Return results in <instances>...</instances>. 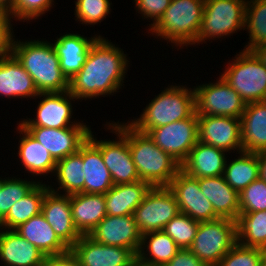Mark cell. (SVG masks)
Segmentation results:
<instances>
[{
    "instance_id": "cell-16",
    "label": "cell",
    "mask_w": 266,
    "mask_h": 266,
    "mask_svg": "<svg viewBox=\"0 0 266 266\" xmlns=\"http://www.w3.org/2000/svg\"><path fill=\"white\" fill-rule=\"evenodd\" d=\"M197 118L198 141L228 153L243 151L240 118L211 115H197Z\"/></svg>"
},
{
    "instance_id": "cell-10",
    "label": "cell",
    "mask_w": 266,
    "mask_h": 266,
    "mask_svg": "<svg viewBox=\"0 0 266 266\" xmlns=\"http://www.w3.org/2000/svg\"><path fill=\"white\" fill-rule=\"evenodd\" d=\"M218 79L193 87L195 112L197 115L241 118L246 103L221 75Z\"/></svg>"
},
{
    "instance_id": "cell-25",
    "label": "cell",
    "mask_w": 266,
    "mask_h": 266,
    "mask_svg": "<svg viewBox=\"0 0 266 266\" xmlns=\"http://www.w3.org/2000/svg\"><path fill=\"white\" fill-rule=\"evenodd\" d=\"M72 221L81 235H89L107 215L104 194L70 195Z\"/></svg>"
},
{
    "instance_id": "cell-36",
    "label": "cell",
    "mask_w": 266,
    "mask_h": 266,
    "mask_svg": "<svg viewBox=\"0 0 266 266\" xmlns=\"http://www.w3.org/2000/svg\"><path fill=\"white\" fill-rule=\"evenodd\" d=\"M247 29L249 42L245 50L266 43V0H248L245 7L244 30Z\"/></svg>"
},
{
    "instance_id": "cell-5",
    "label": "cell",
    "mask_w": 266,
    "mask_h": 266,
    "mask_svg": "<svg viewBox=\"0 0 266 266\" xmlns=\"http://www.w3.org/2000/svg\"><path fill=\"white\" fill-rule=\"evenodd\" d=\"M205 0H172L158 22L148 28L176 47L195 45L200 30Z\"/></svg>"
},
{
    "instance_id": "cell-50",
    "label": "cell",
    "mask_w": 266,
    "mask_h": 266,
    "mask_svg": "<svg viewBox=\"0 0 266 266\" xmlns=\"http://www.w3.org/2000/svg\"><path fill=\"white\" fill-rule=\"evenodd\" d=\"M129 266H147L146 264L142 263L141 261H139L138 259H136L135 261H133Z\"/></svg>"
},
{
    "instance_id": "cell-40",
    "label": "cell",
    "mask_w": 266,
    "mask_h": 266,
    "mask_svg": "<svg viewBox=\"0 0 266 266\" xmlns=\"http://www.w3.org/2000/svg\"><path fill=\"white\" fill-rule=\"evenodd\" d=\"M240 213L266 211V182L260 178L239 193Z\"/></svg>"
},
{
    "instance_id": "cell-43",
    "label": "cell",
    "mask_w": 266,
    "mask_h": 266,
    "mask_svg": "<svg viewBox=\"0 0 266 266\" xmlns=\"http://www.w3.org/2000/svg\"><path fill=\"white\" fill-rule=\"evenodd\" d=\"M135 2V10L140 13L142 19L148 18L152 23L148 27L154 26L162 17L165 10L169 7L172 0H133Z\"/></svg>"
},
{
    "instance_id": "cell-41",
    "label": "cell",
    "mask_w": 266,
    "mask_h": 266,
    "mask_svg": "<svg viewBox=\"0 0 266 266\" xmlns=\"http://www.w3.org/2000/svg\"><path fill=\"white\" fill-rule=\"evenodd\" d=\"M265 256V250L245 247L237 242L217 266H260Z\"/></svg>"
},
{
    "instance_id": "cell-49",
    "label": "cell",
    "mask_w": 266,
    "mask_h": 266,
    "mask_svg": "<svg viewBox=\"0 0 266 266\" xmlns=\"http://www.w3.org/2000/svg\"><path fill=\"white\" fill-rule=\"evenodd\" d=\"M14 0H0V6L6 9H10L13 6Z\"/></svg>"
},
{
    "instance_id": "cell-39",
    "label": "cell",
    "mask_w": 266,
    "mask_h": 266,
    "mask_svg": "<svg viewBox=\"0 0 266 266\" xmlns=\"http://www.w3.org/2000/svg\"><path fill=\"white\" fill-rule=\"evenodd\" d=\"M110 0H76L75 12L76 21L81 24L95 25L101 23L111 12Z\"/></svg>"
},
{
    "instance_id": "cell-9",
    "label": "cell",
    "mask_w": 266,
    "mask_h": 266,
    "mask_svg": "<svg viewBox=\"0 0 266 266\" xmlns=\"http://www.w3.org/2000/svg\"><path fill=\"white\" fill-rule=\"evenodd\" d=\"M246 2L247 0H205L203 18L195 44L225 38L244 30Z\"/></svg>"
},
{
    "instance_id": "cell-47",
    "label": "cell",
    "mask_w": 266,
    "mask_h": 266,
    "mask_svg": "<svg viewBox=\"0 0 266 266\" xmlns=\"http://www.w3.org/2000/svg\"><path fill=\"white\" fill-rule=\"evenodd\" d=\"M259 161V178L266 182V150L257 152Z\"/></svg>"
},
{
    "instance_id": "cell-4",
    "label": "cell",
    "mask_w": 266,
    "mask_h": 266,
    "mask_svg": "<svg viewBox=\"0 0 266 266\" xmlns=\"http://www.w3.org/2000/svg\"><path fill=\"white\" fill-rule=\"evenodd\" d=\"M194 112V89L170 85L146 105L140 117L127 122L136 130L147 133L150 129L189 118Z\"/></svg>"
},
{
    "instance_id": "cell-26",
    "label": "cell",
    "mask_w": 266,
    "mask_h": 266,
    "mask_svg": "<svg viewBox=\"0 0 266 266\" xmlns=\"http://www.w3.org/2000/svg\"><path fill=\"white\" fill-rule=\"evenodd\" d=\"M240 129L244 152L266 150V101L246 104L240 118Z\"/></svg>"
},
{
    "instance_id": "cell-48",
    "label": "cell",
    "mask_w": 266,
    "mask_h": 266,
    "mask_svg": "<svg viewBox=\"0 0 266 266\" xmlns=\"http://www.w3.org/2000/svg\"><path fill=\"white\" fill-rule=\"evenodd\" d=\"M252 51L260 59L262 64L266 66V43L255 47Z\"/></svg>"
},
{
    "instance_id": "cell-18",
    "label": "cell",
    "mask_w": 266,
    "mask_h": 266,
    "mask_svg": "<svg viewBox=\"0 0 266 266\" xmlns=\"http://www.w3.org/2000/svg\"><path fill=\"white\" fill-rule=\"evenodd\" d=\"M89 236L101 244L131 249L137 255L142 234L133 215H106Z\"/></svg>"
},
{
    "instance_id": "cell-13",
    "label": "cell",
    "mask_w": 266,
    "mask_h": 266,
    "mask_svg": "<svg viewBox=\"0 0 266 266\" xmlns=\"http://www.w3.org/2000/svg\"><path fill=\"white\" fill-rule=\"evenodd\" d=\"M36 117L27 118L20 121L22 127H47V128H67L74 125H85L80 121H71L73 106L71 101L77 100L69 90L64 92L39 93ZM75 99V100H74Z\"/></svg>"
},
{
    "instance_id": "cell-29",
    "label": "cell",
    "mask_w": 266,
    "mask_h": 266,
    "mask_svg": "<svg viewBox=\"0 0 266 266\" xmlns=\"http://www.w3.org/2000/svg\"><path fill=\"white\" fill-rule=\"evenodd\" d=\"M14 230L31 244H34L44 256L59 255L70 250L58 238L42 213L20 224Z\"/></svg>"
},
{
    "instance_id": "cell-44",
    "label": "cell",
    "mask_w": 266,
    "mask_h": 266,
    "mask_svg": "<svg viewBox=\"0 0 266 266\" xmlns=\"http://www.w3.org/2000/svg\"><path fill=\"white\" fill-rule=\"evenodd\" d=\"M11 14L8 9L0 6V57L11 54L14 36Z\"/></svg>"
},
{
    "instance_id": "cell-3",
    "label": "cell",
    "mask_w": 266,
    "mask_h": 266,
    "mask_svg": "<svg viewBox=\"0 0 266 266\" xmlns=\"http://www.w3.org/2000/svg\"><path fill=\"white\" fill-rule=\"evenodd\" d=\"M128 146L140 180L152 187L168 186L181 164L157 146L147 133L128 123Z\"/></svg>"
},
{
    "instance_id": "cell-11",
    "label": "cell",
    "mask_w": 266,
    "mask_h": 266,
    "mask_svg": "<svg viewBox=\"0 0 266 266\" xmlns=\"http://www.w3.org/2000/svg\"><path fill=\"white\" fill-rule=\"evenodd\" d=\"M180 213L176 197L167 186L151 187L134 210L133 217L141 234L163 231L165 225Z\"/></svg>"
},
{
    "instance_id": "cell-46",
    "label": "cell",
    "mask_w": 266,
    "mask_h": 266,
    "mask_svg": "<svg viewBox=\"0 0 266 266\" xmlns=\"http://www.w3.org/2000/svg\"><path fill=\"white\" fill-rule=\"evenodd\" d=\"M41 266H79V263L69 250L63 254L45 256Z\"/></svg>"
},
{
    "instance_id": "cell-2",
    "label": "cell",
    "mask_w": 266,
    "mask_h": 266,
    "mask_svg": "<svg viewBox=\"0 0 266 266\" xmlns=\"http://www.w3.org/2000/svg\"><path fill=\"white\" fill-rule=\"evenodd\" d=\"M11 53L33 78L39 93L69 90V80L60 68L52 42L42 40L18 41L13 37Z\"/></svg>"
},
{
    "instance_id": "cell-23",
    "label": "cell",
    "mask_w": 266,
    "mask_h": 266,
    "mask_svg": "<svg viewBox=\"0 0 266 266\" xmlns=\"http://www.w3.org/2000/svg\"><path fill=\"white\" fill-rule=\"evenodd\" d=\"M202 194L211 202L219 218L237 221L240 214L239 193L226 181L224 176L198 178Z\"/></svg>"
},
{
    "instance_id": "cell-38",
    "label": "cell",
    "mask_w": 266,
    "mask_h": 266,
    "mask_svg": "<svg viewBox=\"0 0 266 266\" xmlns=\"http://www.w3.org/2000/svg\"><path fill=\"white\" fill-rule=\"evenodd\" d=\"M198 227V221L179 213L165 225L163 232L169 235L180 249H187L192 245Z\"/></svg>"
},
{
    "instance_id": "cell-45",
    "label": "cell",
    "mask_w": 266,
    "mask_h": 266,
    "mask_svg": "<svg viewBox=\"0 0 266 266\" xmlns=\"http://www.w3.org/2000/svg\"><path fill=\"white\" fill-rule=\"evenodd\" d=\"M164 266H207L200 261L188 248L180 249Z\"/></svg>"
},
{
    "instance_id": "cell-32",
    "label": "cell",
    "mask_w": 266,
    "mask_h": 266,
    "mask_svg": "<svg viewBox=\"0 0 266 266\" xmlns=\"http://www.w3.org/2000/svg\"><path fill=\"white\" fill-rule=\"evenodd\" d=\"M54 176L59 186L54 189L50 185L52 192L60 194L63 191V195L84 193L82 145L78 152L57 161Z\"/></svg>"
},
{
    "instance_id": "cell-7",
    "label": "cell",
    "mask_w": 266,
    "mask_h": 266,
    "mask_svg": "<svg viewBox=\"0 0 266 266\" xmlns=\"http://www.w3.org/2000/svg\"><path fill=\"white\" fill-rule=\"evenodd\" d=\"M107 130L115 133L117 139L97 140L92 131L89 139L100 149L104 164L111 174L113 184H127L140 181L128 146V122H106ZM109 123V124H108Z\"/></svg>"
},
{
    "instance_id": "cell-22",
    "label": "cell",
    "mask_w": 266,
    "mask_h": 266,
    "mask_svg": "<svg viewBox=\"0 0 266 266\" xmlns=\"http://www.w3.org/2000/svg\"><path fill=\"white\" fill-rule=\"evenodd\" d=\"M1 266H41L44 255L14 229L0 228Z\"/></svg>"
},
{
    "instance_id": "cell-17",
    "label": "cell",
    "mask_w": 266,
    "mask_h": 266,
    "mask_svg": "<svg viewBox=\"0 0 266 266\" xmlns=\"http://www.w3.org/2000/svg\"><path fill=\"white\" fill-rule=\"evenodd\" d=\"M79 266H129L137 255L128 248L109 246L82 235L70 248Z\"/></svg>"
},
{
    "instance_id": "cell-6",
    "label": "cell",
    "mask_w": 266,
    "mask_h": 266,
    "mask_svg": "<svg viewBox=\"0 0 266 266\" xmlns=\"http://www.w3.org/2000/svg\"><path fill=\"white\" fill-rule=\"evenodd\" d=\"M232 60L221 73L222 78L246 104L266 101V66L253 51L245 49Z\"/></svg>"
},
{
    "instance_id": "cell-19",
    "label": "cell",
    "mask_w": 266,
    "mask_h": 266,
    "mask_svg": "<svg viewBox=\"0 0 266 266\" xmlns=\"http://www.w3.org/2000/svg\"><path fill=\"white\" fill-rule=\"evenodd\" d=\"M41 213L58 238L70 249L82 236L72 221L70 195L49 190L43 199Z\"/></svg>"
},
{
    "instance_id": "cell-30",
    "label": "cell",
    "mask_w": 266,
    "mask_h": 266,
    "mask_svg": "<svg viewBox=\"0 0 266 266\" xmlns=\"http://www.w3.org/2000/svg\"><path fill=\"white\" fill-rule=\"evenodd\" d=\"M151 185L145 181L113 185L105 195L107 215H133L134 210L143 201Z\"/></svg>"
},
{
    "instance_id": "cell-51",
    "label": "cell",
    "mask_w": 266,
    "mask_h": 266,
    "mask_svg": "<svg viewBox=\"0 0 266 266\" xmlns=\"http://www.w3.org/2000/svg\"><path fill=\"white\" fill-rule=\"evenodd\" d=\"M260 266H266V256H265L264 259L262 260Z\"/></svg>"
},
{
    "instance_id": "cell-28",
    "label": "cell",
    "mask_w": 266,
    "mask_h": 266,
    "mask_svg": "<svg viewBox=\"0 0 266 266\" xmlns=\"http://www.w3.org/2000/svg\"><path fill=\"white\" fill-rule=\"evenodd\" d=\"M17 132L22 134L18 147V157L21 165L34 177L55 172L57 161L50 152L37 140H35L19 123Z\"/></svg>"
},
{
    "instance_id": "cell-14",
    "label": "cell",
    "mask_w": 266,
    "mask_h": 266,
    "mask_svg": "<svg viewBox=\"0 0 266 266\" xmlns=\"http://www.w3.org/2000/svg\"><path fill=\"white\" fill-rule=\"evenodd\" d=\"M167 187L176 197L180 213L198 222L219 219L211 202L202 194L198 178L180 169Z\"/></svg>"
},
{
    "instance_id": "cell-24",
    "label": "cell",
    "mask_w": 266,
    "mask_h": 266,
    "mask_svg": "<svg viewBox=\"0 0 266 266\" xmlns=\"http://www.w3.org/2000/svg\"><path fill=\"white\" fill-rule=\"evenodd\" d=\"M226 153L198 141L190 150L188 158L181 164V169L195 178L222 176L227 161Z\"/></svg>"
},
{
    "instance_id": "cell-12",
    "label": "cell",
    "mask_w": 266,
    "mask_h": 266,
    "mask_svg": "<svg viewBox=\"0 0 266 266\" xmlns=\"http://www.w3.org/2000/svg\"><path fill=\"white\" fill-rule=\"evenodd\" d=\"M147 134L164 152L182 164L198 142V118L194 112L189 118L150 129Z\"/></svg>"
},
{
    "instance_id": "cell-35",
    "label": "cell",
    "mask_w": 266,
    "mask_h": 266,
    "mask_svg": "<svg viewBox=\"0 0 266 266\" xmlns=\"http://www.w3.org/2000/svg\"><path fill=\"white\" fill-rule=\"evenodd\" d=\"M236 231L240 245L266 251V211L240 213Z\"/></svg>"
},
{
    "instance_id": "cell-33",
    "label": "cell",
    "mask_w": 266,
    "mask_h": 266,
    "mask_svg": "<svg viewBox=\"0 0 266 266\" xmlns=\"http://www.w3.org/2000/svg\"><path fill=\"white\" fill-rule=\"evenodd\" d=\"M49 185L39 182L26 196L16 202L7 216L0 222V228L15 229L30 218L39 215Z\"/></svg>"
},
{
    "instance_id": "cell-27",
    "label": "cell",
    "mask_w": 266,
    "mask_h": 266,
    "mask_svg": "<svg viewBox=\"0 0 266 266\" xmlns=\"http://www.w3.org/2000/svg\"><path fill=\"white\" fill-rule=\"evenodd\" d=\"M82 161L84 193L106 194L113 187V180L100 149L89 138L82 144Z\"/></svg>"
},
{
    "instance_id": "cell-31",
    "label": "cell",
    "mask_w": 266,
    "mask_h": 266,
    "mask_svg": "<svg viewBox=\"0 0 266 266\" xmlns=\"http://www.w3.org/2000/svg\"><path fill=\"white\" fill-rule=\"evenodd\" d=\"M179 250L180 247L165 232L151 231L142 234L137 259L147 266H164Z\"/></svg>"
},
{
    "instance_id": "cell-20",
    "label": "cell",
    "mask_w": 266,
    "mask_h": 266,
    "mask_svg": "<svg viewBox=\"0 0 266 266\" xmlns=\"http://www.w3.org/2000/svg\"><path fill=\"white\" fill-rule=\"evenodd\" d=\"M38 94L33 78L12 53L0 57V97L31 99Z\"/></svg>"
},
{
    "instance_id": "cell-37",
    "label": "cell",
    "mask_w": 266,
    "mask_h": 266,
    "mask_svg": "<svg viewBox=\"0 0 266 266\" xmlns=\"http://www.w3.org/2000/svg\"><path fill=\"white\" fill-rule=\"evenodd\" d=\"M35 180H24L15 177H6L0 190V222L7 216L11 207L26 196L38 183Z\"/></svg>"
},
{
    "instance_id": "cell-52",
    "label": "cell",
    "mask_w": 266,
    "mask_h": 266,
    "mask_svg": "<svg viewBox=\"0 0 266 266\" xmlns=\"http://www.w3.org/2000/svg\"><path fill=\"white\" fill-rule=\"evenodd\" d=\"M3 180L4 179L0 178V190H1L2 186H3Z\"/></svg>"
},
{
    "instance_id": "cell-8",
    "label": "cell",
    "mask_w": 266,
    "mask_h": 266,
    "mask_svg": "<svg viewBox=\"0 0 266 266\" xmlns=\"http://www.w3.org/2000/svg\"><path fill=\"white\" fill-rule=\"evenodd\" d=\"M236 243V221L219 218L199 222L196 236L188 249L207 266H217Z\"/></svg>"
},
{
    "instance_id": "cell-21",
    "label": "cell",
    "mask_w": 266,
    "mask_h": 266,
    "mask_svg": "<svg viewBox=\"0 0 266 266\" xmlns=\"http://www.w3.org/2000/svg\"><path fill=\"white\" fill-rule=\"evenodd\" d=\"M99 36L101 35L87 38L78 33H67L57 37L52 43L59 58L60 68L69 81L83 67L91 46Z\"/></svg>"
},
{
    "instance_id": "cell-1",
    "label": "cell",
    "mask_w": 266,
    "mask_h": 266,
    "mask_svg": "<svg viewBox=\"0 0 266 266\" xmlns=\"http://www.w3.org/2000/svg\"><path fill=\"white\" fill-rule=\"evenodd\" d=\"M127 59L123 49L99 36L91 46L83 67L69 81V92L78 100L85 101L119 92L130 64Z\"/></svg>"
},
{
    "instance_id": "cell-34",
    "label": "cell",
    "mask_w": 266,
    "mask_h": 266,
    "mask_svg": "<svg viewBox=\"0 0 266 266\" xmlns=\"http://www.w3.org/2000/svg\"><path fill=\"white\" fill-rule=\"evenodd\" d=\"M240 156L232 161H226L223 176L225 181L238 193L251 182L259 178V161L257 153H238Z\"/></svg>"
},
{
    "instance_id": "cell-15",
    "label": "cell",
    "mask_w": 266,
    "mask_h": 266,
    "mask_svg": "<svg viewBox=\"0 0 266 266\" xmlns=\"http://www.w3.org/2000/svg\"><path fill=\"white\" fill-rule=\"evenodd\" d=\"M35 140L42 144L58 161L79 151L88 139L89 125H74L67 128L23 127Z\"/></svg>"
},
{
    "instance_id": "cell-42",
    "label": "cell",
    "mask_w": 266,
    "mask_h": 266,
    "mask_svg": "<svg viewBox=\"0 0 266 266\" xmlns=\"http://www.w3.org/2000/svg\"><path fill=\"white\" fill-rule=\"evenodd\" d=\"M53 3L54 0H14L9 12L12 19L28 23L51 10Z\"/></svg>"
}]
</instances>
